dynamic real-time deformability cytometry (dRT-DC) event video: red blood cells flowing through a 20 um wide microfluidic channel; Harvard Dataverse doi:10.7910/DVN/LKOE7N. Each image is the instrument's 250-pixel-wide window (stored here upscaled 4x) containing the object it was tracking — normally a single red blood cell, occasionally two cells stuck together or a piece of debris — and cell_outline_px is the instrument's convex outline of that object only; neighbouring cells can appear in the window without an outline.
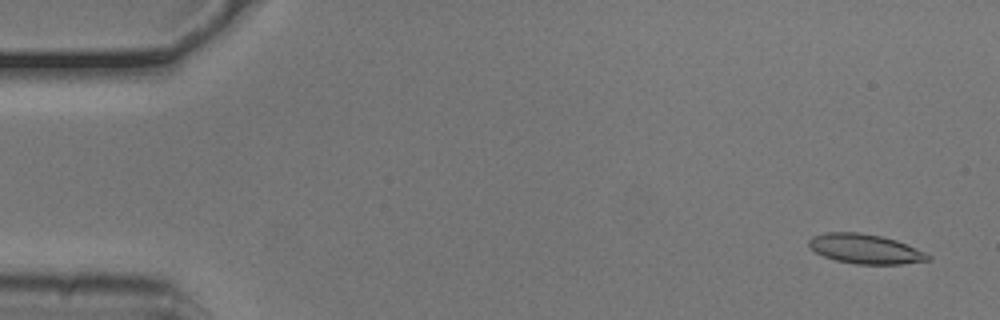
{"species": "common noctule bat (a hibernating species)", "species_latin": "Nyctalus noctula", "temperature_condition": "cold", "stored_images_in_passage": 50, "camera_frame_rate_fps": 3000, "um_per_image_px": 0.085, "animal": {"sex": "male", "body_mass_g": 20.5, "forearm_length_mm": 52.5}, "frame": {"image": 1, "passage_image": 2, "time_ms": 0.333, "image_size_px": [1000, 320], "cell_outline_px": [[932, 260], [900, 264], [856, 264], [836, 260], [824, 256], [816, 252], [808, 244], [808, 240], [812, 236], [824, 232], [860, 232], [880, 236], [896, 240], [916, 248], [932, 256]], "centroid_in_image_um": [73.55, 21.15], "position_along_channel_um": 11.4, "area_um2": 20.52}}
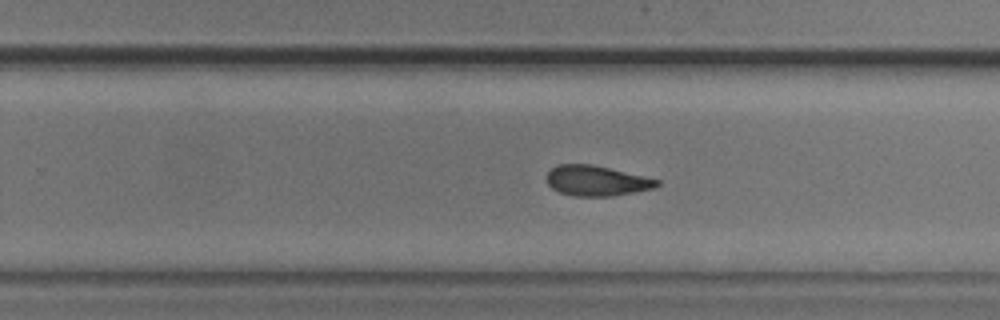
{"frame": {"image": 2, "passage_image": 33, "time_ms": 10.667, "image_size_px": [1000, 320], "cell_outline_px": [[660, 184], [652, 188], [612, 196], [572, 196], [560, 192], [552, 188], [548, 184], [548, 172], [556, 164], [592, 164], [644, 176], [660, 180]], "centroid_in_image_um": [50.69, 15.36], "position_along_channel_um": 279.1, "area_um2": 19.25}}
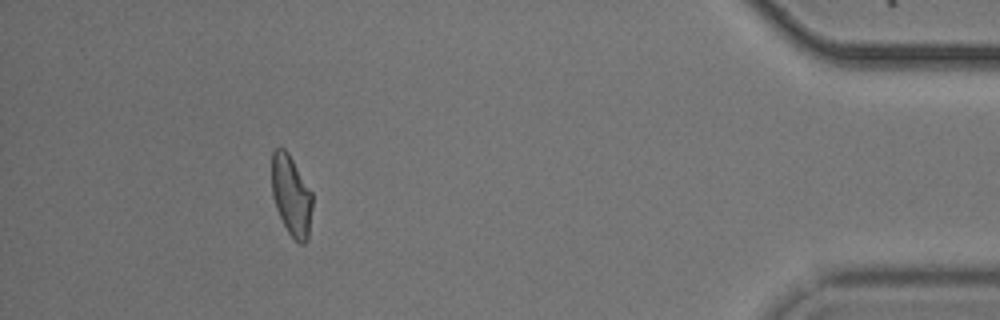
{"frame": {"image": 3, "passage_image": 48, "time_ms": 15.667, "image_size_px": [1000, 320], "cell_outline_px": [[312, 208], [308, 240], [304, 244], [300, 244], [288, 232], [276, 208], [272, 196], [272, 152], [276, 148], [284, 148], [288, 152], [312, 192]], "centroid_in_image_um": [24.76, 16.62], "position_along_channel_um": 410.4, "area_um2": 19.02}, "authors_computed_cell_mechanics": {"area_um2": 20.1722, "velocity_mm_per_s": 3.7617, "shape_relaxation_time_tau1_ms": null, "shape_relaxation_time_tau2_ms": 4.7239, "deformation_change_tau1": null, "deformation_change_tau2": 0.117}}